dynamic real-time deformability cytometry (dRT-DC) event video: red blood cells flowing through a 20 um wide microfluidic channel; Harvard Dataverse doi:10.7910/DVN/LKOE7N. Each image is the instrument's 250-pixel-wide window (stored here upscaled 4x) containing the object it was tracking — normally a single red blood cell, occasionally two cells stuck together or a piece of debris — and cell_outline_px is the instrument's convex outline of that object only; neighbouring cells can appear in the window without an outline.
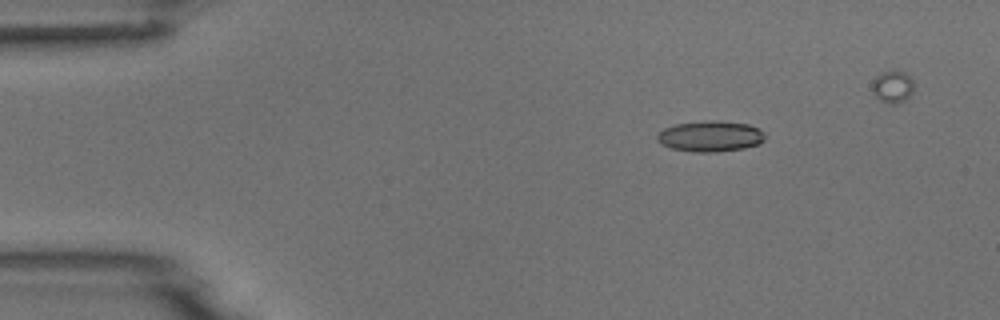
{"species": "common noctule bat (a hibernating species)", "species_latin": "Nyctalus noctula", "temperature_condition": "room temperature", "stored_images_in_passage": 7, "camera_frame_rate_fps": 3000, "um_per_image_px": 0.085, "animal": {"sex": "male", "body_mass_g": 18.8}, "frame": {"image": 1, "passage_image": 3, "time_ms": 2.333, "image_size_px": [1000, 320], "cell_outline_px": [[764, 140], [760, 144], [744, 148], [716, 152], [696, 152], [672, 148], [660, 144], [656, 140], [656, 136], [664, 128], [676, 124], [704, 120], [716, 120], [748, 124], [760, 128], [764, 132]], "centroid_in_image_um": [60.39, 11.57], "position_along_channel_um": 24.6, "area_um2": 19.54}}
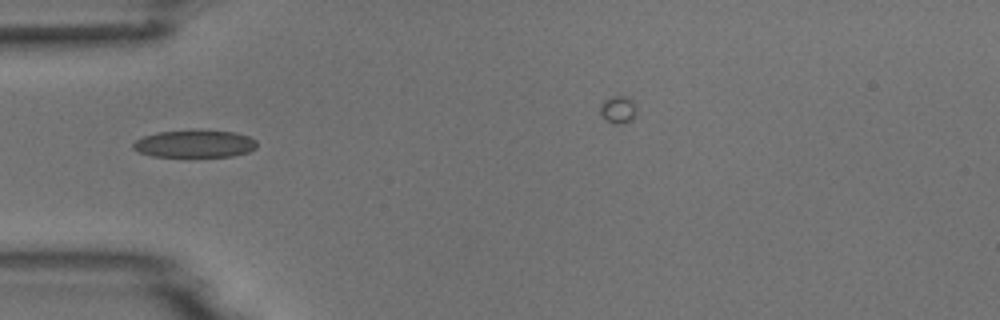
{"frame": {"image": 2, "passage_image": 5, "time_ms": 5.333, "image_size_px": [1000, 320], "cell_outline_px": [[256, 148], [248, 152], [232, 156], [152, 156], [140, 152], [132, 148], [132, 144], [136, 140], [144, 136], [156, 132], [236, 132], [248, 136], [256, 140]], "centroid_in_image_um": [16.55, 12.25], "position_along_channel_um": 68.5, "area_um2": 19.07}}